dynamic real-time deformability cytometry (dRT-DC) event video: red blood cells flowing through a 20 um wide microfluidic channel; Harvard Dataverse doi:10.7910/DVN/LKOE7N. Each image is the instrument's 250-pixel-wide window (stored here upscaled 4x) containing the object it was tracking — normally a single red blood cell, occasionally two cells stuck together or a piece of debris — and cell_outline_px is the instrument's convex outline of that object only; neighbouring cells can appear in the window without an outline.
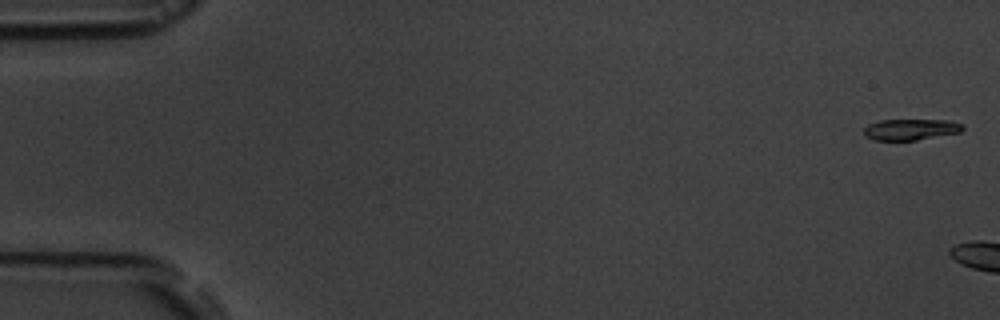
{"species": "common noctule bat (a hibernating species)", "species_latin": "Nyctalus noctula", "temperature_condition": "room temperature", "stored_images_in_passage": 2, "camera_frame_rate_fps": 3000, "um_per_image_px": 0.085, "animal": {"sex": "male", "body_mass_g": 19.5, "forearm_length_mm": 54.6}, "frame": {"image": 1, "passage_image": 2, "time_ms": 2.0, "image_size_px": [1000, 320], "cell_outline_px": [[964, 128], [960, 132], [916, 140], [876, 140], [864, 136], [864, 128], [868, 124], [880, 120], [952, 120], [964, 124]], "centroid_in_image_um": [77.42, 10.99], "position_along_channel_um": 7.6, "area_um2": 12.2}}